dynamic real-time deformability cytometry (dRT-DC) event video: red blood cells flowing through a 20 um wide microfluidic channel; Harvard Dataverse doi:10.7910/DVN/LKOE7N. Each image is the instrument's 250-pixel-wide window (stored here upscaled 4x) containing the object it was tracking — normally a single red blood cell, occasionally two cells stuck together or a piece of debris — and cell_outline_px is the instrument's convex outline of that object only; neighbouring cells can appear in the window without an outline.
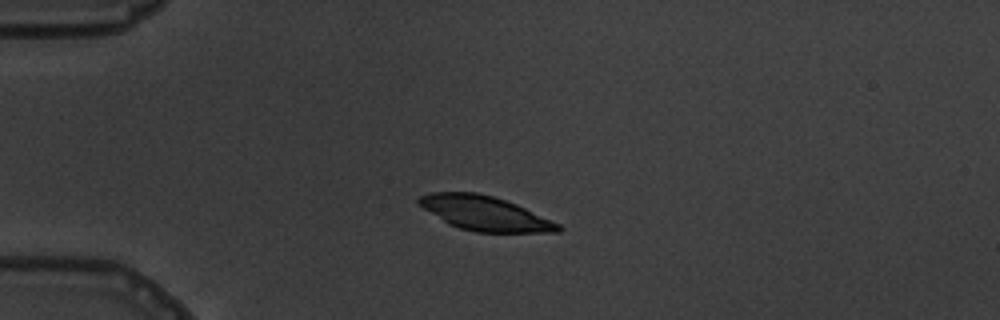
{"species": "common noctule bat (a hibernating species)", "species_latin": "Nyctalus noctula", "temperature_condition": "warm", "stored_images_in_passage": 4, "camera_frame_rate_fps": 3000, "um_per_image_px": 0.085, "animal": {"sex": "male", "body_mass_g": 19.5, "forearm_length_mm": 54.6}, "frame": {"image": 1, "passage_image": 3, "time_ms": 3.333, "image_size_px": [1000, 320], "cell_outline_px": [[564, 228], [560, 232], [476, 232], [460, 228], [448, 224], [416, 204], [416, 200], [420, 196], [432, 192], [476, 192], [492, 196], [516, 204], [560, 224]], "centroid_in_image_um": [41.18, 18.13], "position_along_channel_um": 43.8, "area_um2": 27.86}}